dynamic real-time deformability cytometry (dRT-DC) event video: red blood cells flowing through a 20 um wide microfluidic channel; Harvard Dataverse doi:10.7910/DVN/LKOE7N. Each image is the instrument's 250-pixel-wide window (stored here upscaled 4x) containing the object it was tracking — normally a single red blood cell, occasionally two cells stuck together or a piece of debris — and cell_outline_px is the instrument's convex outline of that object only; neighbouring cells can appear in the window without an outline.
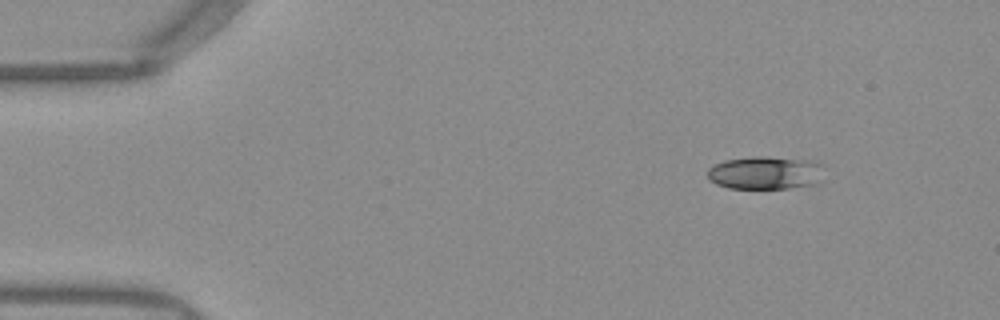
{"species": "Egyptian fruit bat (a non-hibernating species)", "species_latin": "Rousettus aegyptiacus", "temperature_condition": "warm", "stored_images_in_passage": 46, "camera_frame_rate_fps": 3000, "um_per_image_px": 0.085, "frame": {"image": 1, "passage_image": 1, "time_ms": 0.0, "image_size_px": [1000, 320], "cell_outline_px": [[824, 180], [820, 184], [788, 188], [728, 188], [716, 184], [708, 180], [708, 168], [724, 160], [756, 156], [764, 156], [816, 160], [820, 164]], "centroid_in_image_um": [65.11, 14.69], "position_along_channel_um": 19.9, "area_um2": 22.89}}
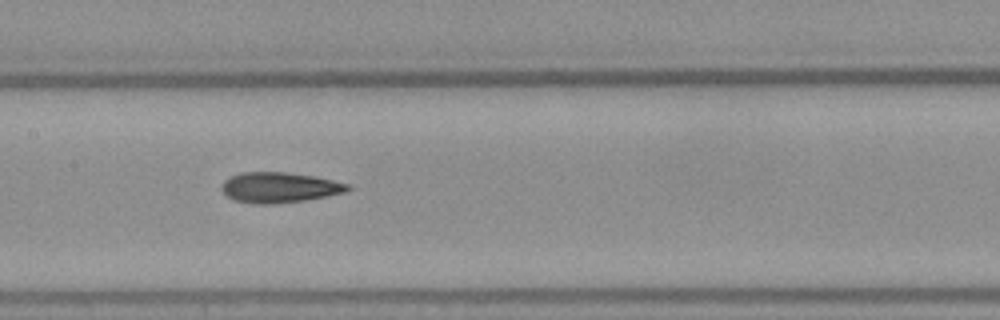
{"frame": {"image": 2, "passage_image": 20, "time_ms": 6.333, "image_size_px": [1000, 320], "cell_outline_px": [[352, 188], [348, 192], [328, 196], [304, 200], [276, 204], [256, 204], [236, 200], [228, 196], [220, 188], [224, 180], [240, 172], [284, 172], [316, 176], [352, 184]], "centroid_in_image_um": [23.82, 15.93], "position_along_channel_um": 183.6, "area_um2": 22.54}}
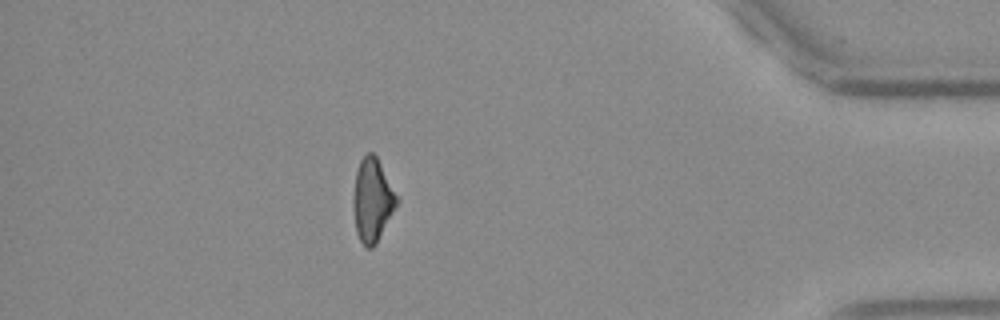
{"frame": {"image": 3, "passage_image": 40, "time_ms": 13.0, "image_size_px": [1000, 320], "cell_outline_px": [[400, 200], [376, 244], [372, 248], [368, 248], [360, 240], [356, 232], [352, 200], [356, 172], [360, 160], [368, 152], [372, 152], [376, 156]], "centroid_in_image_um": [31.65, 17.01], "position_along_channel_um": 403.5, "area_um2": 21.04}, "authors_computed_cell_mechanics": {"area_um2": 21.5883, "velocity_mm_per_s": 3.9626, "shape_relaxation_time_tau1_ms": 10.0, "shape_relaxation_time_tau2_ms": 2.9452, "deformation_change_tau1": 0.26, "deformation_change_tau2": 0.129}}